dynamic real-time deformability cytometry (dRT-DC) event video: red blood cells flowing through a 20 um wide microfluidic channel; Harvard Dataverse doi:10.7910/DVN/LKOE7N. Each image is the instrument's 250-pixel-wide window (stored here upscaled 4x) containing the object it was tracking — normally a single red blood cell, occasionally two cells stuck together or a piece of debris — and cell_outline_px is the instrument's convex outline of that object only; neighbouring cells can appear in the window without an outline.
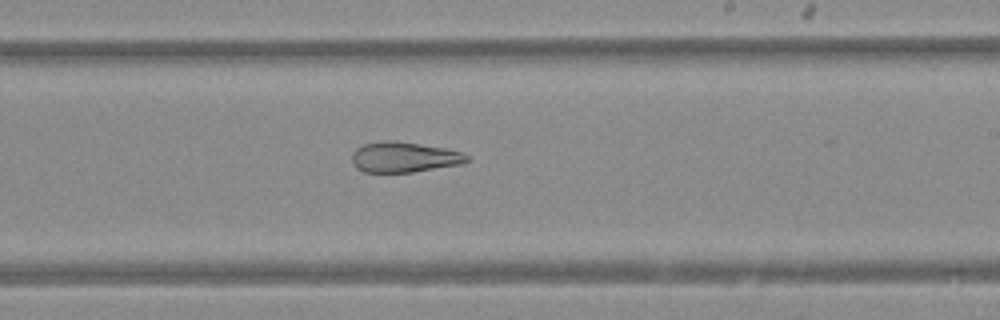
{"species": "Egyptian fruit bat (a non-hibernating species)", "species_latin": "Rousettus aegyptiacus", "temperature_condition": "warm", "stored_images_in_passage": 27, "camera_frame_rate_fps": 3000, "um_per_image_px": 0.085, "animal": {"sex": "female"}, "frame": {"image": 1, "passage_image": 16, "time_ms": 5.0, "image_size_px": [1000, 320], "cell_outline_px": [[472, 160], [464, 164], [412, 172], [364, 172], [356, 168], [352, 164], [352, 152], [356, 148], [364, 144], [384, 140], [396, 140], [444, 148], [460, 152], [468, 156]], "centroid_in_image_um": [34.35, 13.36], "position_along_channel_um": 254.7, "area_um2": 20.58}}